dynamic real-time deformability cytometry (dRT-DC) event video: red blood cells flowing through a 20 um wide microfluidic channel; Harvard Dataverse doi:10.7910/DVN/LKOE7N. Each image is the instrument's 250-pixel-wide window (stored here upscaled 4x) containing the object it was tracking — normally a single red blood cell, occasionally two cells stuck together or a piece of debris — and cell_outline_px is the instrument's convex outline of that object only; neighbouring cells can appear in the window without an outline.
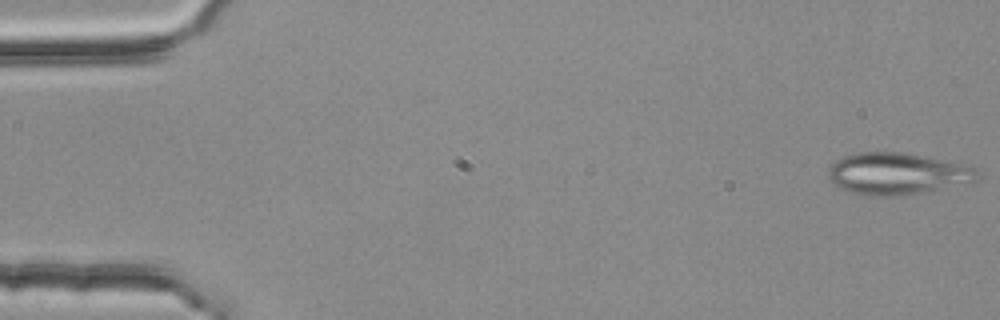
{"species": "common noctule bat (a hibernating species)", "species_latin": "Nyctalus noctula", "temperature_condition": "room temperature", "stored_images_in_passage": 4, "camera_frame_rate_fps": 3000, "um_per_image_px": 0.085, "animal": {"sex": "female", "body_mass_g": 25.1}, "frame": {"image": 1, "passage_image": 1, "time_ms": 0.0, "image_size_px": [1000, 320], "cell_outline_px": [[980, 176], [972, 184], [924, 192], [888, 196], [868, 196], [852, 192], [840, 188], [832, 184], [828, 176], [828, 168], [836, 160], [844, 156], [860, 152], [904, 152], [924, 156], [960, 164], [972, 168]], "centroid_in_image_um": [76.25, 14.77], "position_along_channel_um": 8.8, "area_um2": 36.3}}